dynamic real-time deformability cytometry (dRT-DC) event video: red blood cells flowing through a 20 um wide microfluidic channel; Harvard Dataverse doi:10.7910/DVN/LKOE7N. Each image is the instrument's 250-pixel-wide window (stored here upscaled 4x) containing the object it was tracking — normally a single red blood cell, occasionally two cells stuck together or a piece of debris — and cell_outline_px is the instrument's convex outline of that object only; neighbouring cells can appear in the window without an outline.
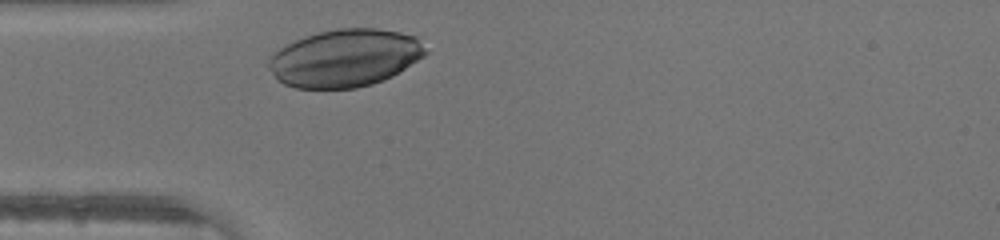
{"species": "human", "species_latin": "Homo sapiens", "temperature_condition": "warm", "stored_images_in_passage": 24, "camera_frame_rate_fps": 3000, "um_per_image_px": 0.085, "donor": {"sex": "male"}, "frame": {"image": 1, "passage_image": 2, "time_ms": 0.333, "image_size_px": [1000, 240], "cell_outline_px": [[428, 52], [424, 56], [392, 76], [384, 80], [372, 84], [356, 88], [296, 88], [284, 84], [268, 68], [268, 56], [280, 48], [304, 36], [336, 28], [376, 28], [400, 32], [416, 36]], "centroid_in_image_um": [29.32, 4.93], "position_along_channel_um": 55.7, "area_um2": 52.54}}
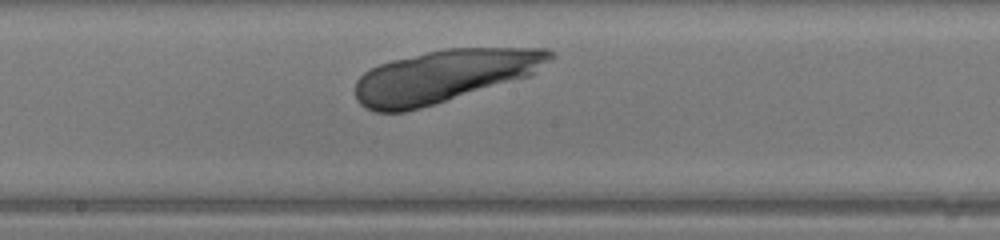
{"frame": {"image": 2, "passage_image": 13, "time_ms": 4.0, "image_size_px": [1000, 240], "cell_outline_px": [[556, 56], [552, 60], [532, 76], [420, 108], [404, 112], [376, 112], [360, 104], [356, 100], [356, 80], [364, 72], [380, 64], [392, 60], [444, 48], [548, 48], [556, 52]], "centroid_in_image_um": [37.82, 6.45], "position_along_channel_um": 210.4, "area_um2": 59.88}}
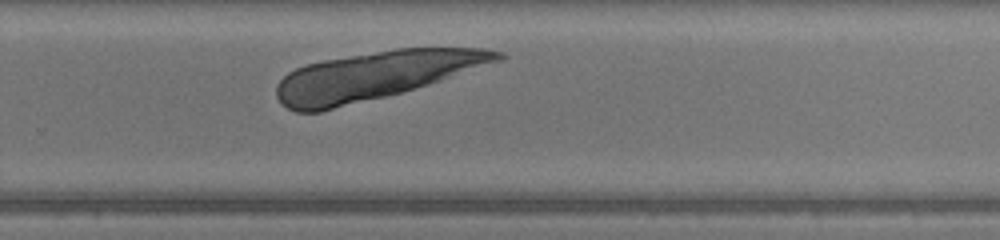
{"frame": {"image": 3, "passage_image": 19, "time_ms": 6.0, "image_size_px": [1000, 240], "cell_outline_px": [[508, 56], [504, 60], [428, 84], [400, 92], [320, 112], [296, 112], [280, 104], [276, 96], [276, 84], [288, 72], [304, 64], [324, 60], [396, 48], [484, 48], [504, 52]], "centroid_in_image_um": [31.88, 6.42], "position_along_channel_um": 297.9, "area_um2": 61.79}}